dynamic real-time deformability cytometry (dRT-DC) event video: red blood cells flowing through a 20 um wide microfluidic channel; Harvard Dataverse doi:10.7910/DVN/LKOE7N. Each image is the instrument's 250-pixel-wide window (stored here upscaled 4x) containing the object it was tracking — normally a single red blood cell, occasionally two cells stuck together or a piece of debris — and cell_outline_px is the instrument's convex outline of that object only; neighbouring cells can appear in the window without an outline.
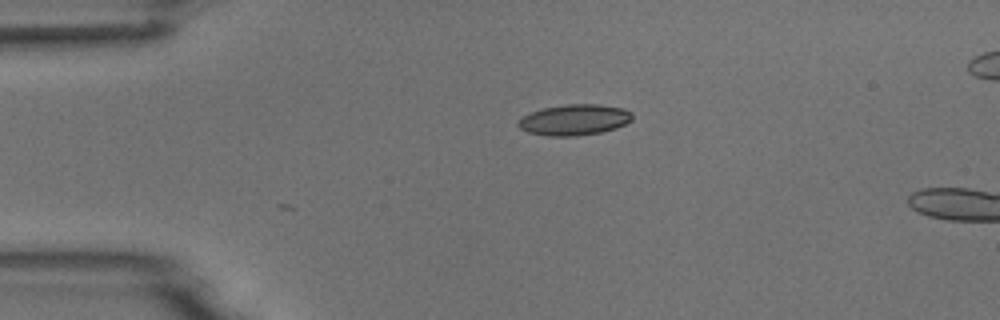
{"species": "common noctule bat (a hibernating species)", "species_latin": "Nyctalus noctula", "temperature_condition": "room temperature", "stored_images_in_passage": 3, "camera_frame_rate_fps": 3000, "um_per_image_px": 0.085, "animal": {"sex": "male", "body_mass_g": 18.8}, "frame": {"image": 1, "passage_image": 1, "time_ms": 0.0, "image_size_px": [1000, 320], "cell_outline_px": [[632, 120], [616, 128], [600, 132], [576, 136], [548, 136], [528, 132], [520, 128], [516, 124], [516, 120], [520, 116], [544, 108], [568, 104], [600, 104], [624, 108], [632, 112]], "centroid_in_image_um": [48.8, 10.18], "position_along_channel_um": 36.2, "area_um2": 20.63}}